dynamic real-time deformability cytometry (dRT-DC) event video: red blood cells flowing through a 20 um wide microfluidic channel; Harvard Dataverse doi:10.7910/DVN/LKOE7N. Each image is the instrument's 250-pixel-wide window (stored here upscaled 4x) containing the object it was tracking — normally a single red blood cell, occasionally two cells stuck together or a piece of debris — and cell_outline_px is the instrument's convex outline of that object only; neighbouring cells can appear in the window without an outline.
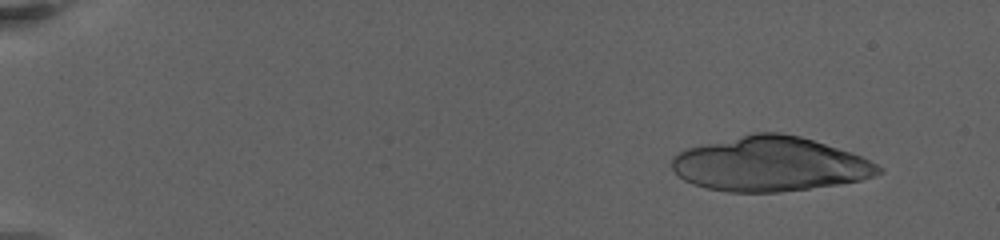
{"species": "human", "species_latin": "Homo sapiens", "temperature_condition": "warm", "stored_images_in_passage": 22, "camera_frame_rate_fps": 3000, "um_per_image_px": 0.085, "donor": {"sex": "female"}, "frame": {"image": 1, "passage_image": 5, "time_ms": 1.667, "image_size_px": [1000, 240], "cell_outline_px": [[884, 172], [876, 176], [860, 180], [836, 184], [780, 192], [728, 192], [708, 188], [692, 184], [684, 180], [672, 168], [672, 156], [684, 148], [752, 132], [780, 132], [800, 136], [852, 152], [884, 168]], "centroid_in_image_um": [65.43, 13.93], "position_along_channel_um": 19.6, "area_um2": 65.83}}